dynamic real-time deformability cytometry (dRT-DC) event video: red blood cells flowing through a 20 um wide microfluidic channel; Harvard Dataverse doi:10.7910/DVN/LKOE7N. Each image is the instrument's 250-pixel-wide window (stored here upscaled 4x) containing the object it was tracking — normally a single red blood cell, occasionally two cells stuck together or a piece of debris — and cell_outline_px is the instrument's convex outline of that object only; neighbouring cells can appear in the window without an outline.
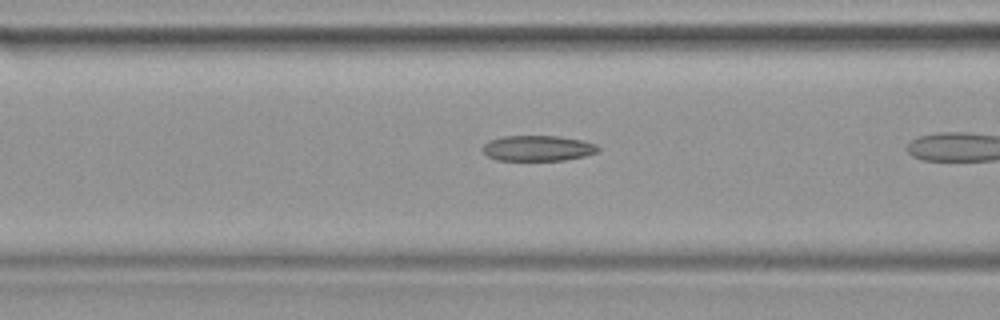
{"species": "common noctule bat (a hibernating species)", "species_latin": "Nyctalus noctula", "temperature_condition": "warm", "stored_images_in_passage": 20, "camera_frame_rate_fps": 3000, "um_per_image_px": 0.085, "animal": {"sex": "female", "body_mass_g": 19.9}, "frame": {"image": 1, "passage_image": 12, "time_ms": 3.667, "image_size_px": [1000, 320], "cell_outline_px": [[600, 152], [584, 156], [564, 160], [496, 160], [488, 156], [480, 148], [488, 140], [504, 136], [560, 136], [584, 140], [596, 144], [600, 148]], "centroid_in_image_um": [45.73, 12.59], "position_along_channel_um": 120.9, "area_um2": 17.4}}